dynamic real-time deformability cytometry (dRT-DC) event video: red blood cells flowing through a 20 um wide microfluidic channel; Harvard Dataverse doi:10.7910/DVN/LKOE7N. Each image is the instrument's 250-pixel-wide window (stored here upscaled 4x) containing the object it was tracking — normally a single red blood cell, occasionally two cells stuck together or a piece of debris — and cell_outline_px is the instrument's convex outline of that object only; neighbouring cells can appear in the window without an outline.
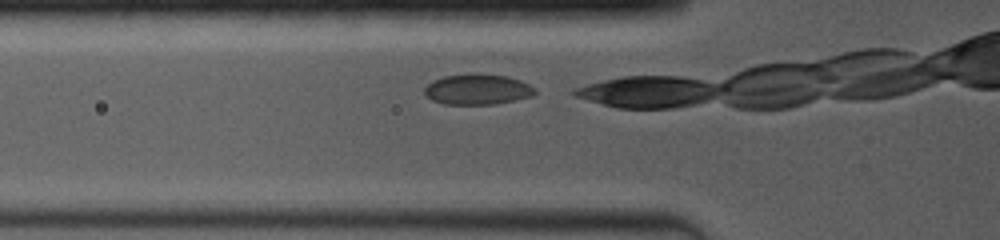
{"species": "common noctule bat (a hibernating species)", "species_latin": "Nyctalus noctula", "temperature_condition": "room temperature", "stored_images_in_passage": 4, "camera_frame_rate_fps": 4000, "um_per_image_px": 0.085, "animal": {"sex": "female", "body_mass_g": 19.0, "forearm_length_mm": 53.3}, "frame": {"image": 1, "passage_image": 2, "time_ms": 0.25, "image_size_px": [1000, 240], "cell_outline_px": [[536, 92], [532, 96], [516, 100], [496, 104], [444, 104], [432, 100], [424, 96], [424, 88], [432, 80], [444, 76], [468, 72], [472, 72], [508, 76], [520, 80], [528, 84]], "centroid_in_image_um": [40.54, 7.58], "position_along_channel_um": 85.3, "area_um2": 20.0}}